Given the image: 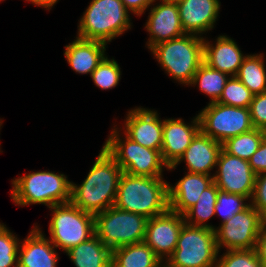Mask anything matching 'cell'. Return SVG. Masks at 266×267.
Here are the masks:
<instances>
[{
  "instance_id": "f1b7e54d",
  "label": "cell",
  "mask_w": 266,
  "mask_h": 267,
  "mask_svg": "<svg viewBox=\"0 0 266 267\" xmlns=\"http://www.w3.org/2000/svg\"><path fill=\"white\" fill-rule=\"evenodd\" d=\"M254 94L235 76L229 77L217 103L249 108Z\"/></svg>"
},
{
  "instance_id": "6da1fadb",
  "label": "cell",
  "mask_w": 266,
  "mask_h": 267,
  "mask_svg": "<svg viewBox=\"0 0 266 267\" xmlns=\"http://www.w3.org/2000/svg\"><path fill=\"white\" fill-rule=\"evenodd\" d=\"M122 173L115 159L102 147L82 184L71 182L70 202L93 215L105 211L114 205Z\"/></svg>"
},
{
  "instance_id": "d590c367",
  "label": "cell",
  "mask_w": 266,
  "mask_h": 267,
  "mask_svg": "<svg viewBox=\"0 0 266 267\" xmlns=\"http://www.w3.org/2000/svg\"><path fill=\"white\" fill-rule=\"evenodd\" d=\"M248 162L256 175L266 172V136Z\"/></svg>"
},
{
  "instance_id": "ac0fdd59",
  "label": "cell",
  "mask_w": 266,
  "mask_h": 267,
  "mask_svg": "<svg viewBox=\"0 0 266 267\" xmlns=\"http://www.w3.org/2000/svg\"><path fill=\"white\" fill-rule=\"evenodd\" d=\"M221 149L222 143L215 141L200 131L186 148L184 154L167 170L175 169L184 160L188 172L211 176L209 172L213 167H216Z\"/></svg>"
},
{
  "instance_id": "8fae6325",
  "label": "cell",
  "mask_w": 266,
  "mask_h": 267,
  "mask_svg": "<svg viewBox=\"0 0 266 267\" xmlns=\"http://www.w3.org/2000/svg\"><path fill=\"white\" fill-rule=\"evenodd\" d=\"M264 217L249 203L242 211L215 227L217 248L226 250H250L256 247Z\"/></svg>"
},
{
  "instance_id": "ba28073f",
  "label": "cell",
  "mask_w": 266,
  "mask_h": 267,
  "mask_svg": "<svg viewBox=\"0 0 266 267\" xmlns=\"http://www.w3.org/2000/svg\"><path fill=\"white\" fill-rule=\"evenodd\" d=\"M147 221L142 215L112 206L94 215L95 235L112 251L143 242Z\"/></svg>"
},
{
  "instance_id": "484cf974",
  "label": "cell",
  "mask_w": 266,
  "mask_h": 267,
  "mask_svg": "<svg viewBox=\"0 0 266 267\" xmlns=\"http://www.w3.org/2000/svg\"><path fill=\"white\" fill-rule=\"evenodd\" d=\"M263 53L247 55L237 77L254 95L266 92V70Z\"/></svg>"
},
{
  "instance_id": "83f0119b",
  "label": "cell",
  "mask_w": 266,
  "mask_h": 267,
  "mask_svg": "<svg viewBox=\"0 0 266 267\" xmlns=\"http://www.w3.org/2000/svg\"><path fill=\"white\" fill-rule=\"evenodd\" d=\"M265 136L266 131L253 128L248 132L228 138L222 143V148L227 153L248 161Z\"/></svg>"
},
{
  "instance_id": "d6986e66",
  "label": "cell",
  "mask_w": 266,
  "mask_h": 267,
  "mask_svg": "<svg viewBox=\"0 0 266 267\" xmlns=\"http://www.w3.org/2000/svg\"><path fill=\"white\" fill-rule=\"evenodd\" d=\"M213 182V176L187 172L174 187L168 184L169 209L183 215Z\"/></svg>"
},
{
  "instance_id": "277c9868",
  "label": "cell",
  "mask_w": 266,
  "mask_h": 267,
  "mask_svg": "<svg viewBox=\"0 0 266 267\" xmlns=\"http://www.w3.org/2000/svg\"><path fill=\"white\" fill-rule=\"evenodd\" d=\"M11 198L16 205L44 204L48 208L70 202L71 182L64 174L37 171L12 180Z\"/></svg>"
},
{
  "instance_id": "1f68e13d",
  "label": "cell",
  "mask_w": 266,
  "mask_h": 267,
  "mask_svg": "<svg viewBox=\"0 0 266 267\" xmlns=\"http://www.w3.org/2000/svg\"><path fill=\"white\" fill-rule=\"evenodd\" d=\"M247 200L248 198L243 195L219 190L215 205V215L217 213L222 216L221 224L232 218L237 212L244 210L249 205L244 203Z\"/></svg>"
},
{
  "instance_id": "3957f363",
  "label": "cell",
  "mask_w": 266,
  "mask_h": 267,
  "mask_svg": "<svg viewBox=\"0 0 266 267\" xmlns=\"http://www.w3.org/2000/svg\"><path fill=\"white\" fill-rule=\"evenodd\" d=\"M150 51L174 80L189 85L204 62V37L184 34L153 46Z\"/></svg>"
},
{
  "instance_id": "30bf717a",
  "label": "cell",
  "mask_w": 266,
  "mask_h": 267,
  "mask_svg": "<svg viewBox=\"0 0 266 267\" xmlns=\"http://www.w3.org/2000/svg\"><path fill=\"white\" fill-rule=\"evenodd\" d=\"M198 117L200 131L220 143L254 128L249 108L214 102L201 110Z\"/></svg>"
},
{
  "instance_id": "cb8c5ba5",
  "label": "cell",
  "mask_w": 266,
  "mask_h": 267,
  "mask_svg": "<svg viewBox=\"0 0 266 267\" xmlns=\"http://www.w3.org/2000/svg\"><path fill=\"white\" fill-rule=\"evenodd\" d=\"M111 267H164V264L143 241L113 249Z\"/></svg>"
},
{
  "instance_id": "4fadbf2b",
  "label": "cell",
  "mask_w": 266,
  "mask_h": 267,
  "mask_svg": "<svg viewBox=\"0 0 266 267\" xmlns=\"http://www.w3.org/2000/svg\"><path fill=\"white\" fill-rule=\"evenodd\" d=\"M184 224L183 215L168 209L148 219L144 242L165 262L173 254Z\"/></svg>"
},
{
  "instance_id": "74e56055",
  "label": "cell",
  "mask_w": 266,
  "mask_h": 267,
  "mask_svg": "<svg viewBox=\"0 0 266 267\" xmlns=\"http://www.w3.org/2000/svg\"><path fill=\"white\" fill-rule=\"evenodd\" d=\"M125 8L132 11L135 15L139 16L144 13V11L151 6L156 0H121Z\"/></svg>"
},
{
  "instance_id": "7402d4cb",
  "label": "cell",
  "mask_w": 266,
  "mask_h": 267,
  "mask_svg": "<svg viewBox=\"0 0 266 267\" xmlns=\"http://www.w3.org/2000/svg\"><path fill=\"white\" fill-rule=\"evenodd\" d=\"M106 43L79 37L65 46L64 56L70 67L79 74H92L104 59Z\"/></svg>"
},
{
  "instance_id": "44dd1931",
  "label": "cell",
  "mask_w": 266,
  "mask_h": 267,
  "mask_svg": "<svg viewBox=\"0 0 266 267\" xmlns=\"http://www.w3.org/2000/svg\"><path fill=\"white\" fill-rule=\"evenodd\" d=\"M215 42L213 46L204 39V63L230 77L236 76L247 55L244 56L236 42L226 35H220Z\"/></svg>"
},
{
  "instance_id": "d6a6232c",
  "label": "cell",
  "mask_w": 266,
  "mask_h": 267,
  "mask_svg": "<svg viewBox=\"0 0 266 267\" xmlns=\"http://www.w3.org/2000/svg\"><path fill=\"white\" fill-rule=\"evenodd\" d=\"M217 260L216 267H265L259 260L255 248L229 250Z\"/></svg>"
},
{
  "instance_id": "e0dca14e",
  "label": "cell",
  "mask_w": 266,
  "mask_h": 267,
  "mask_svg": "<svg viewBox=\"0 0 266 267\" xmlns=\"http://www.w3.org/2000/svg\"><path fill=\"white\" fill-rule=\"evenodd\" d=\"M182 28L186 34L201 36L214 28L220 10L219 0H177Z\"/></svg>"
},
{
  "instance_id": "8d00e7d4",
  "label": "cell",
  "mask_w": 266,
  "mask_h": 267,
  "mask_svg": "<svg viewBox=\"0 0 266 267\" xmlns=\"http://www.w3.org/2000/svg\"><path fill=\"white\" fill-rule=\"evenodd\" d=\"M255 250L259 260L266 267V218H264L262 221Z\"/></svg>"
},
{
  "instance_id": "4316f807",
  "label": "cell",
  "mask_w": 266,
  "mask_h": 267,
  "mask_svg": "<svg viewBox=\"0 0 266 267\" xmlns=\"http://www.w3.org/2000/svg\"><path fill=\"white\" fill-rule=\"evenodd\" d=\"M228 77L229 74L215 70L203 62L189 85L198 84L201 92L211 98L210 103H214L220 98Z\"/></svg>"
},
{
  "instance_id": "8992f818",
  "label": "cell",
  "mask_w": 266,
  "mask_h": 267,
  "mask_svg": "<svg viewBox=\"0 0 266 267\" xmlns=\"http://www.w3.org/2000/svg\"><path fill=\"white\" fill-rule=\"evenodd\" d=\"M115 128L103 147L115 159L123 172L133 176L162 177L163 161L161 151L144 147L125 135L124 140ZM163 167V168H162Z\"/></svg>"
},
{
  "instance_id": "836d02e7",
  "label": "cell",
  "mask_w": 266,
  "mask_h": 267,
  "mask_svg": "<svg viewBox=\"0 0 266 267\" xmlns=\"http://www.w3.org/2000/svg\"><path fill=\"white\" fill-rule=\"evenodd\" d=\"M249 109L253 127L266 131V92L255 94Z\"/></svg>"
},
{
  "instance_id": "f546056e",
  "label": "cell",
  "mask_w": 266,
  "mask_h": 267,
  "mask_svg": "<svg viewBox=\"0 0 266 267\" xmlns=\"http://www.w3.org/2000/svg\"><path fill=\"white\" fill-rule=\"evenodd\" d=\"M90 77L97 87L107 90L118 85L121 79V70L117 61L105 56Z\"/></svg>"
},
{
  "instance_id": "f35d334b",
  "label": "cell",
  "mask_w": 266,
  "mask_h": 267,
  "mask_svg": "<svg viewBox=\"0 0 266 267\" xmlns=\"http://www.w3.org/2000/svg\"><path fill=\"white\" fill-rule=\"evenodd\" d=\"M30 1L32 4L46 8L47 10L51 9L58 2V0H26Z\"/></svg>"
},
{
  "instance_id": "2e32d148",
  "label": "cell",
  "mask_w": 266,
  "mask_h": 267,
  "mask_svg": "<svg viewBox=\"0 0 266 267\" xmlns=\"http://www.w3.org/2000/svg\"><path fill=\"white\" fill-rule=\"evenodd\" d=\"M199 132L198 115L193 119L192 125H187L181 118L163 120V143L161 147L163 161L168 166L174 165Z\"/></svg>"
},
{
  "instance_id": "7a4b0ae2",
  "label": "cell",
  "mask_w": 266,
  "mask_h": 267,
  "mask_svg": "<svg viewBox=\"0 0 266 267\" xmlns=\"http://www.w3.org/2000/svg\"><path fill=\"white\" fill-rule=\"evenodd\" d=\"M168 184L162 177L133 176L123 172L113 206L148 219L163 214L169 209Z\"/></svg>"
},
{
  "instance_id": "d4e9b609",
  "label": "cell",
  "mask_w": 266,
  "mask_h": 267,
  "mask_svg": "<svg viewBox=\"0 0 266 267\" xmlns=\"http://www.w3.org/2000/svg\"><path fill=\"white\" fill-rule=\"evenodd\" d=\"M218 192L219 188L214 182L206 188L201 193L197 203L183 214L185 224L215 230L214 226L206 224L205 222L215 215Z\"/></svg>"
},
{
  "instance_id": "4dcf8cb0",
  "label": "cell",
  "mask_w": 266,
  "mask_h": 267,
  "mask_svg": "<svg viewBox=\"0 0 266 267\" xmlns=\"http://www.w3.org/2000/svg\"><path fill=\"white\" fill-rule=\"evenodd\" d=\"M19 245L16 235L0 223V267H18Z\"/></svg>"
},
{
  "instance_id": "ffe728a7",
  "label": "cell",
  "mask_w": 266,
  "mask_h": 267,
  "mask_svg": "<svg viewBox=\"0 0 266 267\" xmlns=\"http://www.w3.org/2000/svg\"><path fill=\"white\" fill-rule=\"evenodd\" d=\"M18 249V267H56L58 254L56 247L45 238L44 233L33 227Z\"/></svg>"
},
{
  "instance_id": "5b68a950",
  "label": "cell",
  "mask_w": 266,
  "mask_h": 267,
  "mask_svg": "<svg viewBox=\"0 0 266 267\" xmlns=\"http://www.w3.org/2000/svg\"><path fill=\"white\" fill-rule=\"evenodd\" d=\"M121 0H92L79 21L77 37L111 42L131 28V18Z\"/></svg>"
},
{
  "instance_id": "9c48e42d",
  "label": "cell",
  "mask_w": 266,
  "mask_h": 267,
  "mask_svg": "<svg viewBox=\"0 0 266 267\" xmlns=\"http://www.w3.org/2000/svg\"><path fill=\"white\" fill-rule=\"evenodd\" d=\"M50 209L53 214L49 223V240L56 248L67 252L95 234L93 214L84 212L71 202L57 204Z\"/></svg>"
},
{
  "instance_id": "7c38bea8",
  "label": "cell",
  "mask_w": 266,
  "mask_h": 267,
  "mask_svg": "<svg viewBox=\"0 0 266 267\" xmlns=\"http://www.w3.org/2000/svg\"><path fill=\"white\" fill-rule=\"evenodd\" d=\"M216 166L218 171L213 174V181L219 190L252 198L256 174L247 160L233 156L222 148Z\"/></svg>"
},
{
  "instance_id": "e575fe53",
  "label": "cell",
  "mask_w": 266,
  "mask_h": 267,
  "mask_svg": "<svg viewBox=\"0 0 266 267\" xmlns=\"http://www.w3.org/2000/svg\"><path fill=\"white\" fill-rule=\"evenodd\" d=\"M250 202L266 218V172L256 175L254 192Z\"/></svg>"
},
{
  "instance_id": "9a60e30c",
  "label": "cell",
  "mask_w": 266,
  "mask_h": 267,
  "mask_svg": "<svg viewBox=\"0 0 266 267\" xmlns=\"http://www.w3.org/2000/svg\"><path fill=\"white\" fill-rule=\"evenodd\" d=\"M150 10L145 29L150 34L147 47L151 49L159 43L186 34L182 28L176 1L160 0Z\"/></svg>"
},
{
  "instance_id": "52a82bcc",
  "label": "cell",
  "mask_w": 266,
  "mask_h": 267,
  "mask_svg": "<svg viewBox=\"0 0 266 267\" xmlns=\"http://www.w3.org/2000/svg\"><path fill=\"white\" fill-rule=\"evenodd\" d=\"M218 254L215 230L184 224L164 267H216Z\"/></svg>"
},
{
  "instance_id": "603a6c76",
  "label": "cell",
  "mask_w": 266,
  "mask_h": 267,
  "mask_svg": "<svg viewBox=\"0 0 266 267\" xmlns=\"http://www.w3.org/2000/svg\"><path fill=\"white\" fill-rule=\"evenodd\" d=\"M65 253L76 267H111L112 251L95 234Z\"/></svg>"
},
{
  "instance_id": "5bb4252c",
  "label": "cell",
  "mask_w": 266,
  "mask_h": 267,
  "mask_svg": "<svg viewBox=\"0 0 266 267\" xmlns=\"http://www.w3.org/2000/svg\"><path fill=\"white\" fill-rule=\"evenodd\" d=\"M124 135L134 142L154 150H160L163 143V121L158 113L146 108H134L125 119Z\"/></svg>"
}]
</instances>
